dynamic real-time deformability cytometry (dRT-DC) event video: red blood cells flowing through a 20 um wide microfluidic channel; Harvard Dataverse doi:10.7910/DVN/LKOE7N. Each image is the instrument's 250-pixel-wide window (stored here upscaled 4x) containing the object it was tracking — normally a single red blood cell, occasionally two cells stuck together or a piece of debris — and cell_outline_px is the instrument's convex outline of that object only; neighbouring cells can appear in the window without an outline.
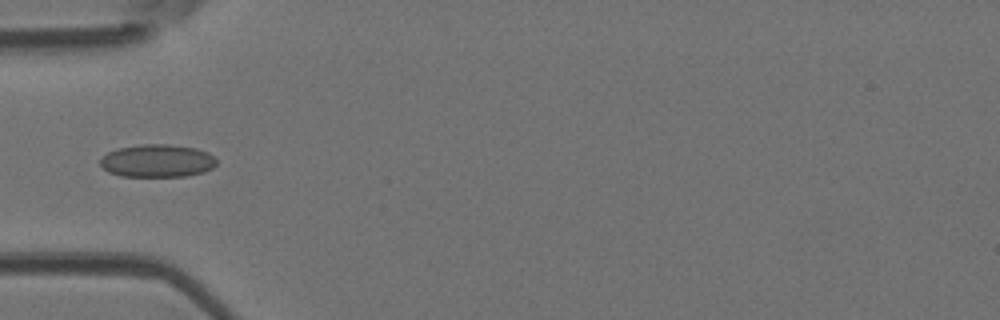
{"species": "Egyptian fruit bat (a non-hibernating species)", "species_latin": "Rousettus aegyptiacus", "temperature_condition": "room temperature", "stored_images_in_passage": 3, "camera_frame_rate_fps": 3000, "um_per_image_px": 0.085, "animal": {"sex": "female"}, "frame": {"image": 1, "passage_image": 3, "time_ms": 0.667, "image_size_px": [1000, 320], "cell_outline_px": [[216, 164], [212, 168], [204, 172], [188, 176], [120, 176], [108, 172], [100, 164], [100, 160], [108, 152], [116, 148], [140, 144], [168, 144], [196, 148], [208, 152], [216, 160]], "centroid_in_image_um": [13.37, 13.66], "position_along_channel_um": 71.6, "area_um2": 22.31}}